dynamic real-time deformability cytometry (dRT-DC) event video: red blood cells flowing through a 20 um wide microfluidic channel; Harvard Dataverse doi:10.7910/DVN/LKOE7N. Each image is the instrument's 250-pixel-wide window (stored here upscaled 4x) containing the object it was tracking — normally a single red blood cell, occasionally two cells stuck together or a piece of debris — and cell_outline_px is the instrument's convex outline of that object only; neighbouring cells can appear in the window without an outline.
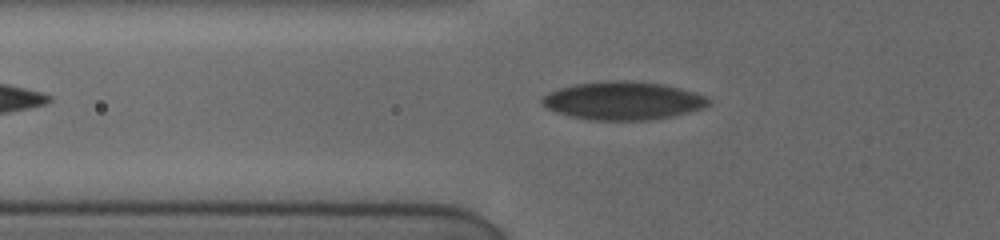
{"species": "human", "species_latin": "Homo sapiens", "temperature_condition": "cold", "stored_images_in_passage": 18, "camera_frame_rate_fps": 3000, "um_per_image_px": 0.085, "donor": {"sex": "female"}, "frame": {"image": 1, "passage_image": 3, "time_ms": 0.333, "image_size_px": [1000, 240], "cell_outline_px": [[712, 100], [704, 108], [688, 112], [668, 116], [644, 120], [592, 120], [572, 116], [556, 112], [548, 108], [540, 100], [540, 96], [548, 92], [560, 88], [576, 84], [608, 80], [624, 80], [660, 84], [680, 88], [704, 96]], "centroid_in_image_um": [52.92, 8.55], "position_along_channel_um": 72.9, "area_um2": 36.59}}
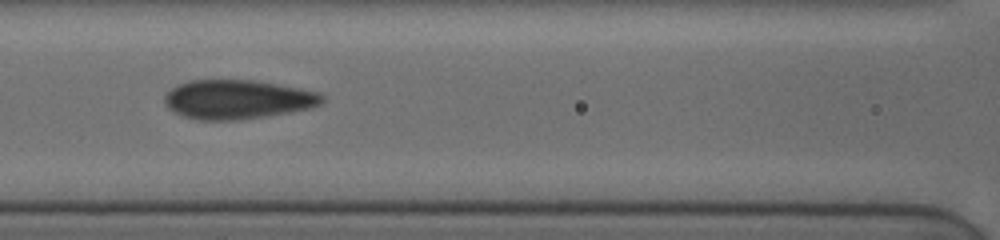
{"frame": {"image": 2, "passage_image": 14, "time_ms": 2.333, "image_size_px": [1000, 240], "cell_outline_px": [[324, 100], [320, 104], [312, 108], [292, 112], [268, 116], [240, 120], [196, 120], [184, 116], [168, 108], [164, 104], [164, 96], [176, 84], [188, 80], [256, 80], [300, 88], [320, 92], [324, 96]], "centroid_in_image_um": [20.21, 8.45], "position_along_channel_um": 146.4, "area_um2": 36.36}}
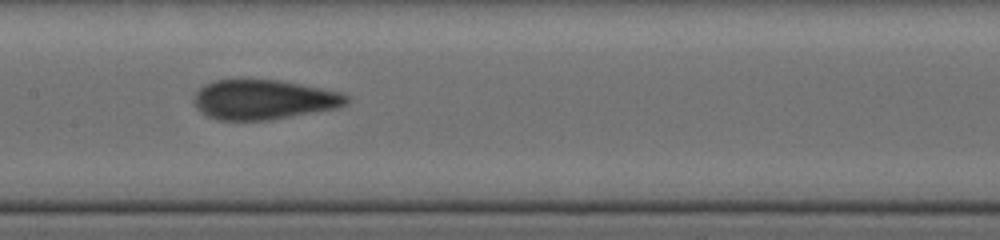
{"frame": {"image": 3, "passage_image": 17, "time_ms": 3.333, "image_size_px": [1000, 240], "cell_outline_px": [[348, 104], [340, 108], [268, 120], [216, 120], [208, 116], [196, 108], [192, 100], [196, 92], [204, 84], [216, 80], [280, 80], [340, 92], [348, 96]], "centroid_in_image_um": [22.41, 8.47], "position_along_channel_um": 185.0, "area_um2": 35.37}}